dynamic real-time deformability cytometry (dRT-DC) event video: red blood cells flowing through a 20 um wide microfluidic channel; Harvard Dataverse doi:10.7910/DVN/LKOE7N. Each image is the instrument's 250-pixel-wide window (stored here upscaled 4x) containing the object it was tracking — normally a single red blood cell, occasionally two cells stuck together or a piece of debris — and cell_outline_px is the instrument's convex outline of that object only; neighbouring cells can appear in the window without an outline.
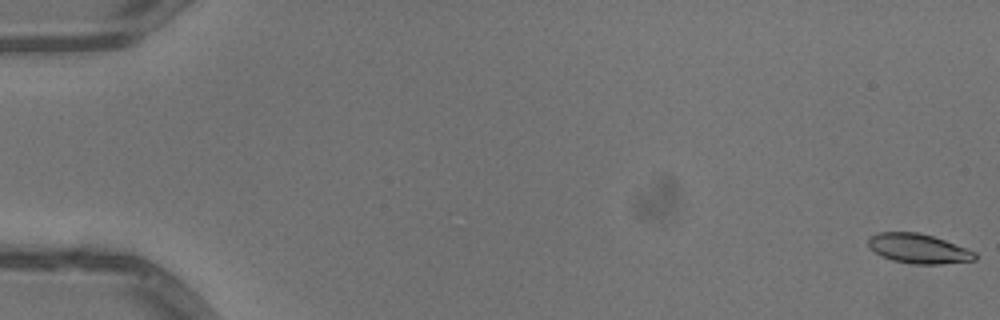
{"species": "common noctule bat (a hibernating species)", "species_latin": "Nyctalus noctula", "temperature_condition": "warm", "stored_images_in_passage": 15, "camera_frame_rate_fps": 3000, "um_per_image_px": 0.085, "animal": {"sex": "male", "body_mass_g": 13.3}, "frame": {"image": 1, "passage_image": 1, "time_ms": 0.0, "image_size_px": [1000, 320], "cell_outline_px": [[976, 260], [940, 264], [912, 264], [892, 260], [880, 256], [868, 248], [868, 236], [880, 232], [920, 232], [944, 240], [976, 252]], "centroid_in_image_um": [78.02, 21.13], "position_along_channel_um": 7.0, "area_um2": 18.5}}
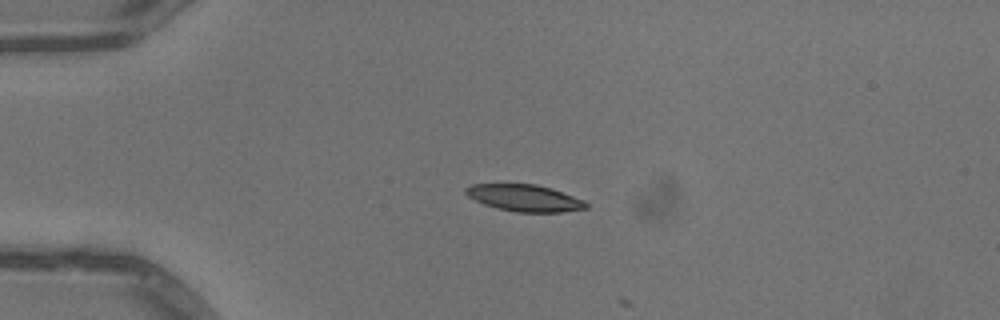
{"frame": {"image": 2, "passage_image": 14, "time_ms": 4.333, "image_size_px": [1000, 320], "cell_outline_px": [[588, 208], [560, 212], [516, 212], [496, 208], [484, 204], [468, 196], [464, 192], [464, 188], [472, 184], [536, 184], [552, 188], [584, 200], [588, 204]], "centroid_in_image_um": [44.59, 16.82], "position_along_channel_um": 40.4, "area_um2": 18.79}}